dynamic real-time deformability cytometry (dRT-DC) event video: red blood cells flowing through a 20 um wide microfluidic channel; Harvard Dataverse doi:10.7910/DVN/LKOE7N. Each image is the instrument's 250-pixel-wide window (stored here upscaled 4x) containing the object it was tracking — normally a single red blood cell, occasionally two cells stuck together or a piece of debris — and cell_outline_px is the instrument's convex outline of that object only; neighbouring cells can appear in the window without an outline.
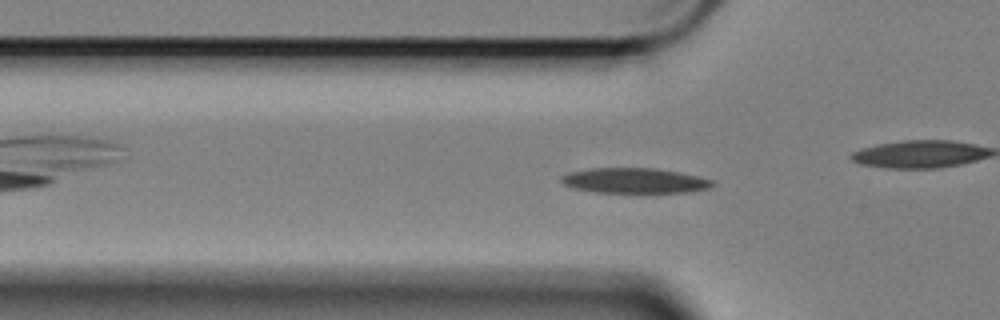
{"species": "Egyptian fruit bat (a non-hibernating species)", "species_latin": "Rousettus aegyptiacus", "temperature_condition": "cold", "stored_images_in_passage": 31, "camera_frame_rate_fps": 3000, "um_per_image_px": 0.085, "animal": {"sex": "female"}, "frame": {"image": 1, "passage_image": 6, "time_ms": 1.667, "image_size_px": [1000, 320], "cell_outline_px": [[716, 184], [708, 188], [688, 192], [596, 192], [572, 188], [564, 184], [560, 180], [560, 176], [568, 172], [588, 168], [656, 168], [696, 176], [712, 180]], "centroid_in_image_um": [53.87, 15.35], "position_along_channel_um": 71.9, "area_um2": 22.08}}
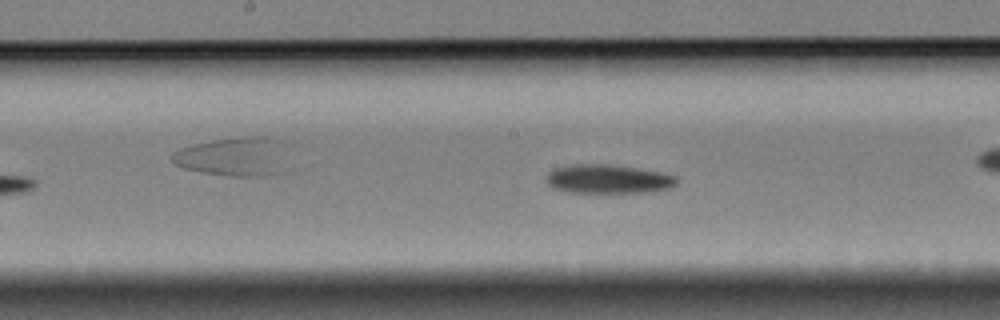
{"frame": {"image": 2, "passage_image": 17, "time_ms": 5.333, "image_size_px": [1000, 320], "cell_outline_px": [[676, 184], [672, 188], [644, 192], [564, 192], [552, 188], [544, 180], [548, 172], [552, 168], [576, 164], [608, 164], [664, 172], [676, 176]], "centroid_in_image_um": [51.64, 15.21], "position_along_channel_um": 196.6, "area_um2": 22.14}}
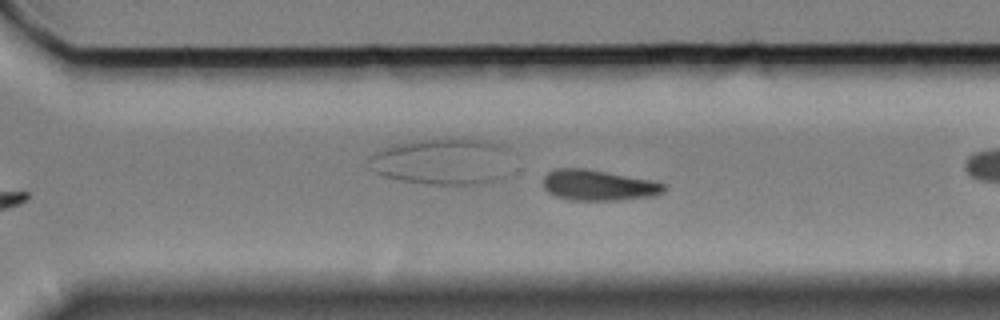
{"frame": {"image": 3, "passage_image": 28, "time_ms": 9.0, "image_size_px": [1000, 320], "cell_outline_px": [[668, 188], [664, 192], [656, 196], [616, 200], [568, 200], [556, 196], [548, 192], [544, 188], [544, 176], [548, 172], [556, 168], [584, 168], [652, 180], [668, 184]], "centroid_in_image_um": [50.91, 15.75], "position_along_channel_um": 319.7, "area_um2": 21.79}}